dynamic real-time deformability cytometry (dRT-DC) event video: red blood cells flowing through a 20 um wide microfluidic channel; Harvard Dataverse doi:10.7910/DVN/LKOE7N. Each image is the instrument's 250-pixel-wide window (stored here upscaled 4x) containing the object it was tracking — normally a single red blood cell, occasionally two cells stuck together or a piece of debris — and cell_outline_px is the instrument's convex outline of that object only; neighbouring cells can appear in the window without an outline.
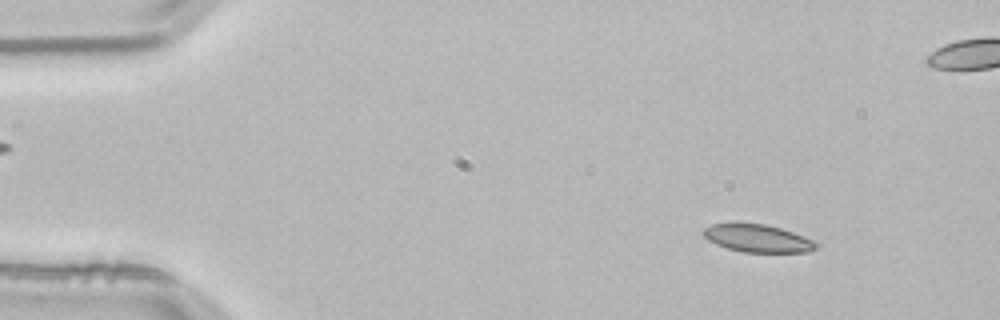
{"species": "common noctule bat (a hibernating species)", "species_latin": "Nyctalus noctula", "temperature_condition": "room temperature", "stored_images_in_passage": 54, "camera_frame_rate_fps": 3000, "um_per_image_px": 0.085, "animal": {"sex": "male", "body_mass_g": 21.5, "forearm_length_mm": 52.0}, "frame": {"image": 1, "passage_image": 6, "time_ms": 1.667, "image_size_px": [1000, 320], "cell_outline_px": [[820, 244], [816, 248], [808, 252], [744, 252], [728, 248], [716, 244], [708, 240], [700, 232], [704, 228], [712, 224], [732, 220], [736, 220], [764, 224], [780, 228], [804, 236]], "centroid_in_image_um": [64.33, 20.21], "position_along_channel_um": 20.7, "area_um2": 18.79}}
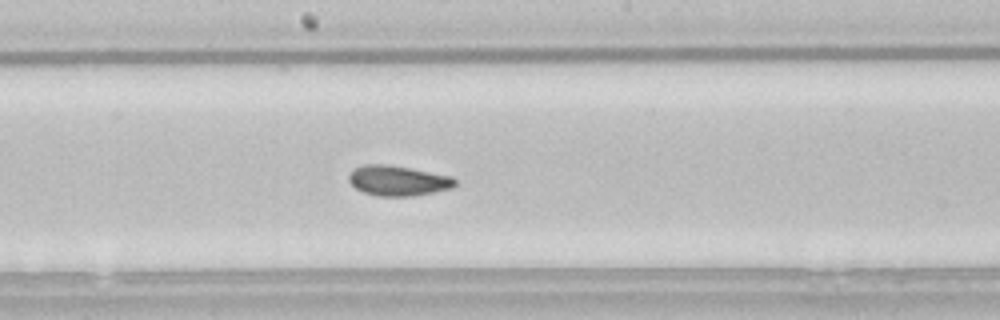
{"frame": {"image": 2, "passage_image": 28, "time_ms": 9.0, "image_size_px": [1000, 320], "cell_outline_px": [[456, 184], [452, 188], [412, 196], [380, 196], [364, 192], [356, 188], [348, 180], [348, 176], [356, 168], [364, 164], [384, 164], [408, 168], [452, 176], [456, 180]], "centroid_in_image_um": [33.83, 15.36], "position_along_channel_um": 214.4, "area_um2": 18.38}}
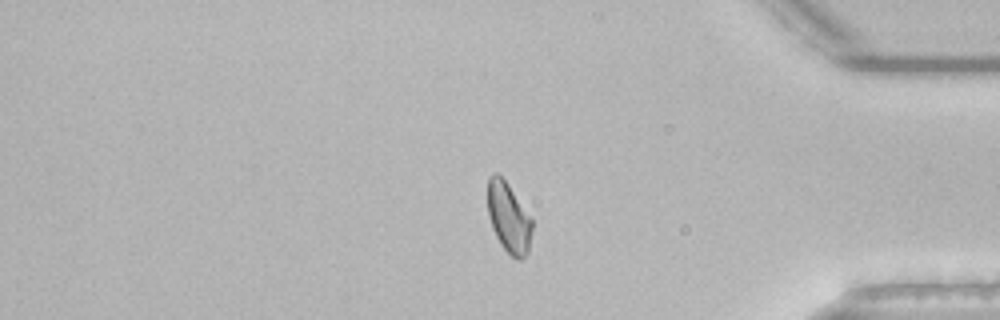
{"frame": {"image": 3, "passage_image": 44, "time_ms": 14.333, "image_size_px": [1000, 320], "cell_outline_px": [[532, 228], [528, 252], [520, 260], [516, 260], [500, 244], [492, 228], [488, 216], [488, 176], [492, 172], [496, 172], [508, 184], [532, 220]], "centroid_in_image_um": [43.21, 18.5], "position_along_channel_um": 392.0, "area_um2": 17.98}, "authors_computed_cell_mechanics": {"area_um2": 18.785, "velocity_mm_per_s": 3.8144, "shape_relaxation_time_tau1_ms": 8.0813, "shape_relaxation_time_tau2_ms": 3.0119, "deformation_change_tau1": 0.1356, "deformation_change_tau2": 0.0777}}